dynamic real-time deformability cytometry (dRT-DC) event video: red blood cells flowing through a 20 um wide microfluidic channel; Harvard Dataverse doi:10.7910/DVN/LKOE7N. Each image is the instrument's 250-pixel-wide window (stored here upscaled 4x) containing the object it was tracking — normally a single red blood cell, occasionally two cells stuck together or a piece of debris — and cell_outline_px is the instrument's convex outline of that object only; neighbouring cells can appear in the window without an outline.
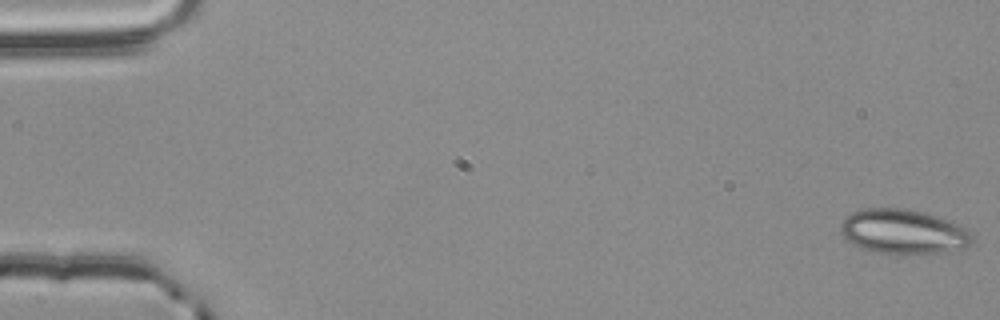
{"species": "common noctule bat (a hibernating species)", "species_latin": "Nyctalus noctula", "temperature_condition": "room temperature", "stored_images_in_passage": 56, "camera_frame_rate_fps": 3000, "um_per_image_px": 0.085, "animal": {"sex": "male", "body_mass_g": 20.4}, "frame": {"image": 1, "passage_image": 1, "time_ms": 0.0, "image_size_px": [1000, 320], "cell_outline_px": [[976, 236], [968, 248], [940, 252], [900, 256], [896, 256], [868, 252], [844, 240], [840, 232], [840, 224], [852, 212], [864, 208], [904, 208], [924, 212], [960, 224]], "centroid_in_image_um": [76.78, 19.73], "position_along_channel_um": 8.2, "area_um2": 35.37}}
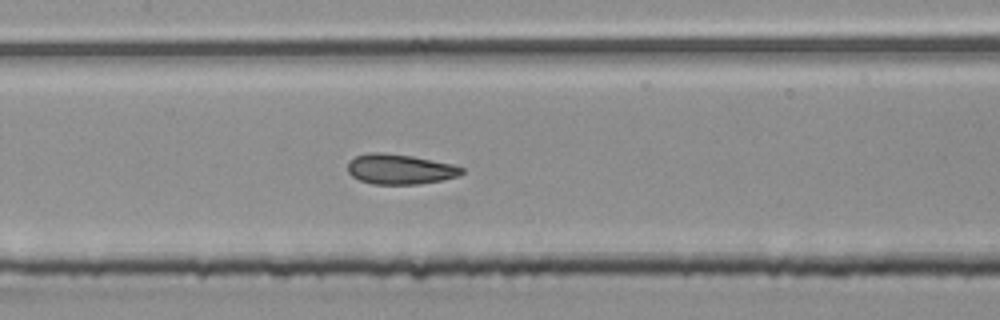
{"frame": {"image": 2, "passage_image": 27, "time_ms": 8.667, "image_size_px": [1000, 320], "cell_outline_px": [[464, 172], [460, 176], [420, 184], [372, 184], [360, 180], [352, 176], [348, 172], [348, 160], [356, 156], [368, 152], [384, 152], [412, 156], [452, 164], [464, 168]], "centroid_in_image_um": [33.98, 14.37], "position_along_channel_um": 173.4, "area_um2": 20.11}}
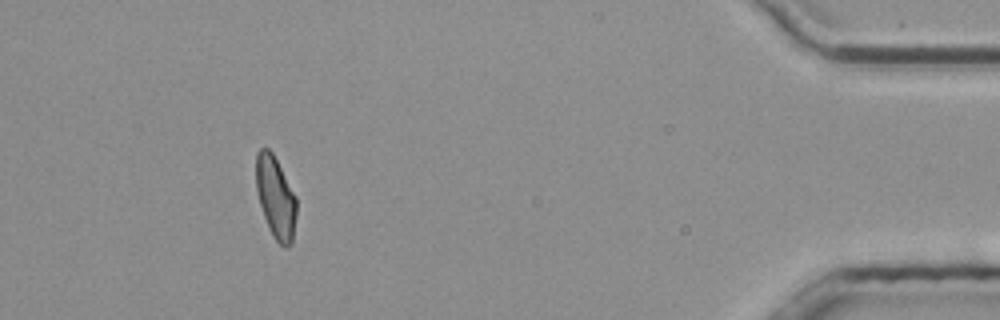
{"frame": {"image": 3, "passage_image": 51, "time_ms": 16.667, "image_size_px": [1000, 320], "cell_outline_px": [[296, 216], [292, 244], [288, 248], [284, 248], [272, 236], [264, 216], [260, 204], [256, 188], [256, 152], [260, 148], [268, 148], [272, 152], [296, 196]], "centroid_in_image_um": [23.43, 16.8], "position_along_channel_um": 411.8, "area_um2": 19.31}, "authors_computed_cell_mechanics": {"area_um2": 20.2589, "velocity_mm_per_s": 3.7823, "shape_relaxation_time_tau1_ms": null, "shape_relaxation_time_tau2_ms": 1.455, "deformation_change_tau1": null, "deformation_change_tau2": 0.0786}}